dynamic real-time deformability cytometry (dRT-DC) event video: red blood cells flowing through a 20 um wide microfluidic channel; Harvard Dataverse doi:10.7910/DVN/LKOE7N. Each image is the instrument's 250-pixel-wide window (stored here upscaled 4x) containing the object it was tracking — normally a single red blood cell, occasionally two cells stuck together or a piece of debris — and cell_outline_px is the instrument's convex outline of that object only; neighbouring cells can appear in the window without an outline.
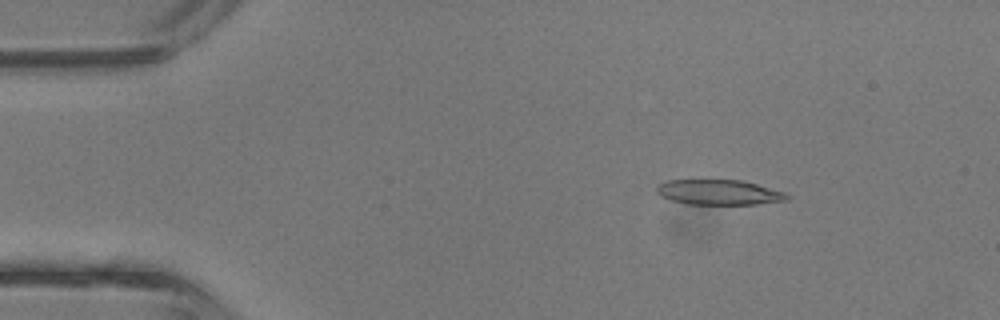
{"species": "common noctule bat (a hibernating species)", "species_latin": "Nyctalus noctula", "temperature_condition": "room temperature", "stored_images_in_passage": 41, "camera_frame_rate_fps": 3000, "um_per_image_px": 0.085, "animal": {"sex": "male", "body_mass_g": 13.3}, "frame": {"image": 1, "passage_image": 6, "time_ms": 1.667, "image_size_px": [1000, 320], "cell_outline_px": [[792, 196], [788, 200], [756, 204], [684, 204], [660, 196], [656, 192], [656, 188], [660, 184], [668, 180], [740, 180], [756, 184], [784, 192]], "centroid_in_image_um": [61.11, 16.35], "position_along_channel_um": 23.9, "area_um2": 19.02}}
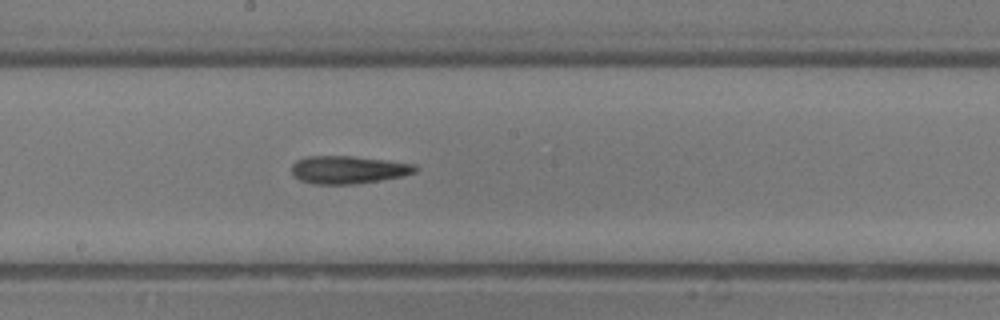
{"frame": {"image": 2, "passage_image": 22, "time_ms": 7.0, "image_size_px": [1000, 320], "cell_outline_px": [[420, 168], [416, 172], [404, 176], [356, 184], [316, 184], [300, 180], [292, 172], [292, 164], [296, 160], [308, 156], [352, 156], [416, 164]], "centroid_in_image_um": [29.64, 14.42], "position_along_channel_um": 218.6, "area_um2": 20.06}}
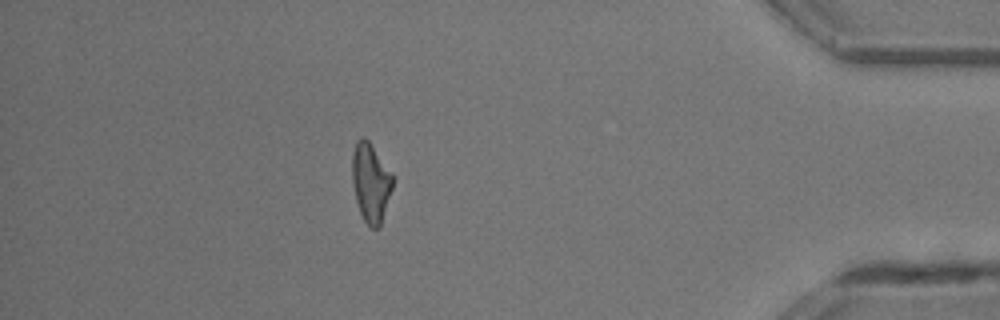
{"frame": {"image": 3, "passage_image": 36, "time_ms": 11.667, "image_size_px": [1000, 320], "cell_outline_px": [[392, 188], [380, 228], [372, 228], [364, 220], [360, 212], [356, 200], [352, 184], [352, 152], [356, 140], [360, 136], [364, 136], [368, 140], [392, 176]], "centroid_in_image_um": [31.47, 15.51], "position_along_channel_um": 403.7, "area_um2": 18.38}, "authors_computed_cell_mechanics": {"area_um2": 19.7098, "velocity_mm_per_s": 4.9896, "shape_relaxation_time_tau1_ms": 5.0795, "shape_relaxation_time_tau2_ms": 4.1925, "deformation_change_tau1": 0.1474, "deformation_change_tau2": 0.1752}}